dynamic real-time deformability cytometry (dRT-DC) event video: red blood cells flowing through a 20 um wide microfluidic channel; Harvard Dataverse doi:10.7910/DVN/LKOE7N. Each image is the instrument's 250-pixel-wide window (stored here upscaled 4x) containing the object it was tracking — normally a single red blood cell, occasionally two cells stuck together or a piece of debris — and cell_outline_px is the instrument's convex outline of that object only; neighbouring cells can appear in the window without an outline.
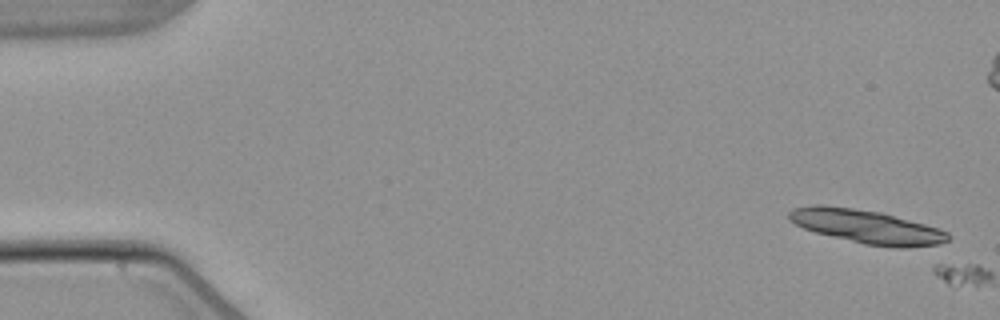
{"species": "common noctule bat (a hibernating species)", "species_latin": "Nyctalus noctula", "temperature_condition": "warm", "stored_images_in_passage": 2, "camera_frame_rate_fps": 3000, "um_per_image_px": 0.085, "animal": {"sex": "male", "body_mass_g": 21.5, "forearm_length_mm": 52.0}, "frame": {"image": 1, "passage_image": 1, "time_ms": 0.0, "image_size_px": [1000, 320], "cell_outline_px": [[948, 240], [940, 244], [912, 248], [896, 248], [864, 244], [816, 232], [804, 228], [796, 224], [788, 216], [788, 212], [792, 208], [816, 204], [820, 204], [852, 208], [880, 212], [924, 224], [948, 232]], "centroid_in_image_um": [73.67, 19.27], "position_along_channel_um": 11.3, "area_um2": 30.92}}